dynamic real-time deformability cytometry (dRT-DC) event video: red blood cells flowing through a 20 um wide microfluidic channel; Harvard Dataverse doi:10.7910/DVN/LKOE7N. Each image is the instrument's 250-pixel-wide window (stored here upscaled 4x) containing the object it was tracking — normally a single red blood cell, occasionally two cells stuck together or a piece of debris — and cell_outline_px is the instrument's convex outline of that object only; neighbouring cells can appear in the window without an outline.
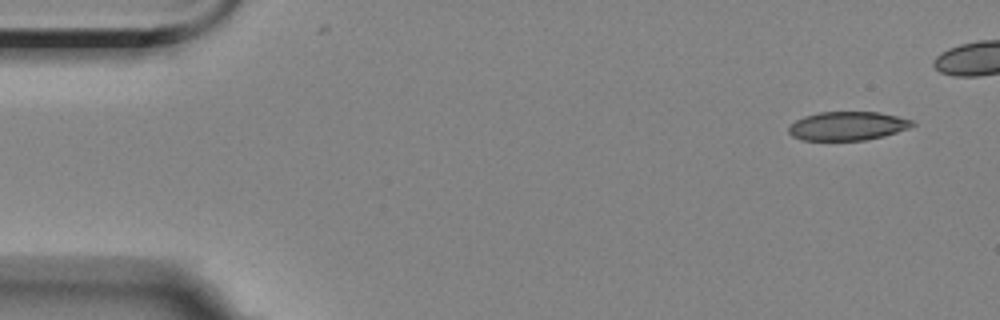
{"species": "Egyptian fruit bat (a non-hibernating species)", "species_latin": "Rousettus aegyptiacus", "temperature_condition": "room temperature", "stored_images_in_passage": 5, "camera_frame_rate_fps": 3000, "um_per_image_px": 0.085, "animal": {"sex": "female"}, "frame": {"image": 1, "passage_image": 1, "time_ms": 0.0, "image_size_px": [1000, 320], "cell_outline_px": [[916, 124], [908, 128], [884, 136], [864, 140], [800, 140], [792, 136], [788, 132], [788, 128], [796, 120], [804, 116], [820, 112], [880, 112], [912, 120]], "centroid_in_image_um": [72.02, 10.71], "position_along_channel_um": 13.0, "area_um2": 20.63}}